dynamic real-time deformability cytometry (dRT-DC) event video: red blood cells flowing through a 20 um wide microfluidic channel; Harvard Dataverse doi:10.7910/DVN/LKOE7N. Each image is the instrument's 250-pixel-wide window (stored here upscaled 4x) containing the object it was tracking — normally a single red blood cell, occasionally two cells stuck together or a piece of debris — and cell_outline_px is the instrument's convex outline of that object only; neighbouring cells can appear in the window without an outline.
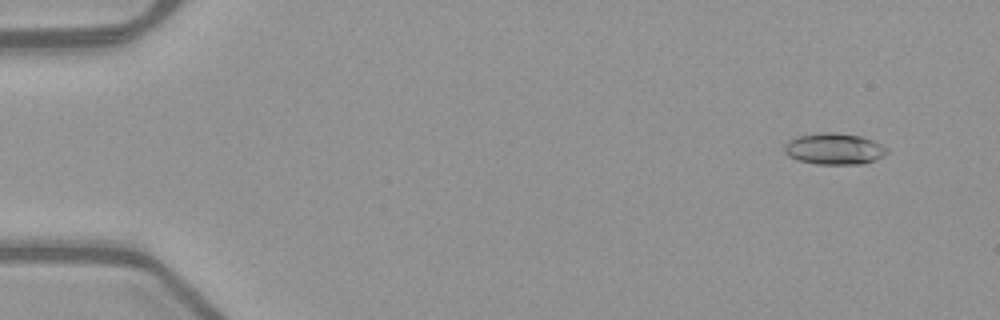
{"species": "common noctule bat (a hibernating species)", "species_latin": "Nyctalus noctula", "temperature_condition": "warm", "stored_images_in_passage": 18, "camera_frame_rate_fps": 3000, "um_per_image_px": 0.085, "animal": {"sex": "female", "body_mass_g": 21.9}, "frame": {"image": 1, "passage_image": 5, "time_ms": 1.333, "image_size_px": [1000, 320], "cell_outline_px": [[888, 152], [876, 160], [864, 164], [816, 164], [796, 160], [788, 156], [784, 152], [784, 144], [788, 140], [796, 136], [824, 132], [836, 132], [860, 136], [872, 140], [888, 148]], "centroid_in_image_um": [70.88, 12.65], "position_along_channel_um": 14.1, "area_um2": 18.96}}
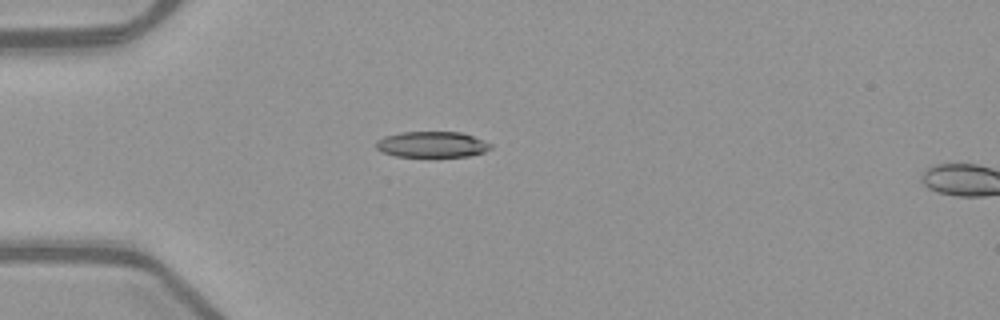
{"frame": {"image": 2, "passage_image": 16, "time_ms": 5.0, "image_size_px": [1000, 320], "cell_outline_px": [[492, 148], [484, 152], [468, 156], [396, 156], [380, 152], [376, 148], [376, 140], [384, 136], [400, 132], [460, 132], [472, 136], [492, 144]], "centroid_in_image_um": [36.68, 12.27], "position_along_channel_um": 48.3, "area_um2": 17.22}}